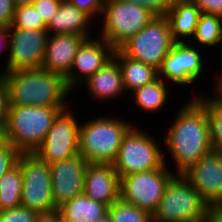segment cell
Returning a JSON list of instances; mask_svg holds the SVG:
<instances>
[{"mask_svg": "<svg viewBox=\"0 0 222 222\" xmlns=\"http://www.w3.org/2000/svg\"><path fill=\"white\" fill-rule=\"evenodd\" d=\"M63 222H93L108 212V206L84 193L58 207Z\"/></svg>", "mask_w": 222, "mask_h": 222, "instance_id": "cell-23", "label": "cell"}, {"mask_svg": "<svg viewBox=\"0 0 222 222\" xmlns=\"http://www.w3.org/2000/svg\"><path fill=\"white\" fill-rule=\"evenodd\" d=\"M154 16L147 8L135 3L125 0H105L99 37L114 49H118L145 27Z\"/></svg>", "mask_w": 222, "mask_h": 222, "instance_id": "cell-7", "label": "cell"}, {"mask_svg": "<svg viewBox=\"0 0 222 222\" xmlns=\"http://www.w3.org/2000/svg\"><path fill=\"white\" fill-rule=\"evenodd\" d=\"M83 193L108 207L116 202L120 198V178L113 164H88Z\"/></svg>", "mask_w": 222, "mask_h": 222, "instance_id": "cell-18", "label": "cell"}, {"mask_svg": "<svg viewBox=\"0 0 222 222\" xmlns=\"http://www.w3.org/2000/svg\"><path fill=\"white\" fill-rule=\"evenodd\" d=\"M183 176L210 205H222V153L211 150Z\"/></svg>", "mask_w": 222, "mask_h": 222, "instance_id": "cell-14", "label": "cell"}, {"mask_svg": "<svg viewBox=\"0 0 222 222\" xmlns=\"http://www.w3.org/2000/svg\"><path fill=\"white\" fill-rule=\"evenodd\" d=\"M0 44V52L7 48L5 52L9 55V27H0Z\"/></svg>", "mask_w": 222, "mask_h": 222, "instance_id": "cell-40", "label": "cell"}, {"mask_svg": "<svg viewBox=\"0 0 222 222\" xmlns=\"http://www.w3.org/2000/svg\"><path fill=\"white\" fill-rule=\"evenodd\" d=\"M14 11L13 0H0V27H10Z\"/></svg>", "mask_w": 222, "mask_h": 222, "instance_id": "cell-36", "label": "cell"}, {"mask_svg": "<svg viewBox=\"0 0 222 222\" xmlns=\"http://www.w3.org/2000/svg\"><path fill=\"white\" fill-rule=\"evenodd\" d=\"M209 208L183 174H175L152 215L153 222H206Z\"/></svg>", "mask_w": 222, "mask_h": 222, "instance_id": "cell-5", "label": "cell"}, {"mask_svg": "<svg viewBox=\"0 0 222 222\" xmlns=\"http://www.w3.org/2000/svg\"><path fill=\"white\" fill-rule=\"evenodd\" d=\"M114 48L101 37L85 39L79 46L70 73L65 77L68 89L75 88L87 81L113 57Z\"/></svg>", "mask_w": 222, "mask_h": 222, "instance_id": "cell-16", "label": "cell"}, {"mask_svg": "<svg viewBox=\"0 0 222 222\" xmlns=\"http://www.w3.org/2000/svg\"><path fill=\"white\" fill-rule=\"evenodd\" d=\"M5 125L0 123V147L6 143Z\"/></svg>", "mask_w": 222, "mask_h": 222, "instance_id": "cell-42", "label": "cell"}, {"mask_svg": "<svg viewBox=\"0 0 222 222\" xmlns=\"http://www.w3.org/2000/svg\"><path fill=\"white\" fill-rule=\"evenodd\" d=\"M204 14L222 17V0H192Z\"/></svg>", "mask_w": 222, "mask_h": 222, "instance_id": "cell-35", "label": "cell"}, {"mask_svg": "<svg viewBox=\"0 0 222 222\" xmlns=\"http://www.w3.org/2000/svg\"><path fill=\"white\" fill-rule=\"evenodd\" d=\"M46 24L33 5L15 7L9 28L46 29Z\"/></svg>", "mask_w": 222, "mask_h": 222, "instance_id": "cell-29", "label": "cell"}, {"mask_svg": "<svg viewBox=\"0 0 222 222\" xmlns=\"http://www.w3.org/2000/svg\"><path fill=\"white\" fill-rule=\"evenodd\" d=\"M70 108L62 111L54 120L43 143L34 152L48 164L73 158L79 154L80 123Z\"/></svg>", "mask_w": 222, "mask_h": 222, "instance_id": "cell-11", "label": "cell"}, {"mask_svg": "<svg viewBox=\"0 0 222 222\" xmlns=\"http://www.w3.org/2000/svg\"><path fill=\"white\" fill-rule=\"evenodd\" d=\"M167 82L157 77L152 82L145 84L143 87L137 88L132 94L133 103L140 107L141 111L147 113L159 112L165 107L169 99V89ZM165 104V105H164Z\"/></svg>", "mask_w": 222, "mask_h": 222, "instance_id": "cell-24", "label": "cell"}, {"mask_svg": "<svg viewBox=\"0 0 222 222\" xmlns=\"http://www.w3.org/2000/svg\"><path fill=\"white\" fill-rule=\"evenodd\" d=\"M35 0H13L14 6H25V5H32Z\"/></svg>", "mask_w": 222, "mask_h": 222, "instance_id": "cell-43", "label": "cell"}, {"mask_svg": "<svg viewBox=\"0 0 222 222\" xmlns=\"http://www.w3.org/2000/svg\"><path fill=\"white\" fill-rule=\"evenodd\" d=\"M113 57L121 68L125 92L131 94V91L143 87L158 77L155 68L124 55L119 49L114 50Z\"/></svg>", "mask_w": 222, "mask_h": 222, "instance_id": "cell-22", "label": "cell"}, {"mask_svg": "<svg viewBox=\"0 0 222 222\" xmlns=\"http://www.w3.org/2000/svg\"><path fill=\"white\" fill-rule=\"evenodd\" d=\"M133 123L109 115L80 123L79 154L89 164H113L123 138L134 126Z\"/></svg>", "mask_w": 222, "mask_h": 222, "instance_id": "cell-4", "label": "cell"}, {"mask_svg": "<svg viewBox=\"0 0 222 222\" xmlns=\"http://www.w3.org/2000/svg\"><path fill=\"white\" fill-rule=\"evenodd\" d=\"M17 163L23 176L21 205L40 214L58 210L52 196L49 164L35 153H20Z\"/></svg>", "mask_w": 222, "mask_h": 222, "instance_id": "cell-9", "label": "cell"}, {"mask_svg": "<svg viewBox=\"0 0 222 222\" xmlns=\"http://www.w3.org/2000/svg\"><path fill=\"white\" fill-rule=\"evenodd\" d=\"M22 189V170L16 163L0 178V211L10 210L21 205Z\"/></svg>", "mask_w": 222, "mask_h": 222, "instance_id": "cell-25", "label": "cell"}, {"mask_svg": "<svg viewBox=\"0 0 222 222\" xmlns=\"http://www.w3.org/2000/svg\"><path fill=\"white\" fill-rule=\"evenodd\" d=\"M206 108L208 114L212 150L222 153V105L207 95H195Z\"/></svg>", "mask_w": 222, "mask_h": 222, "instance_id": "cell-27", "label": "cell"}, {"mask_svg": "<svg viewBox=\"0 0 222 222\" xmlns=\"http://www.w3.org/2000/svg\"><path fill=\"white\" fill-rule=\"evenodd\" d=\"M148 131L139 129L136 124L124 136L116 160L114 170L119 178L138 172L162 168L166 157Z\"/></svg>", "mask_w": 222, "mask_h": 222, "instance_id": "cell-6", "label": "cell"}, {"mask_svg": "<svg viewBox=\"0 0 222 222\" xmlns=\"http://www.w3.org/2000/svg\"><path fill=\"white\" fill-rule=\"evenodd\" d=\"M93 222H113L111 216L107 212L104 216L94 220Z\"/></svg>", "mask_w": 222, "mask_h": 222, "instance_id": "cell-44", "label": "cell"}, {"mask_svg": "<svg viewBox=\"0 0 222 222\" xmlns=\"http://www.w3.org/2000/svg\"><path fill=\"white\" fill-rule=\"evenodd\" d=\"M19 154L16 148L9 142L0 147V178L17 163Z\"/></svg>", "mask_w": 222, "mask_h": 222, "instance_id": "cell-31", "label": "cell"}, {"mask_svg": "<svg viewBox=\"0 0 222 222\" xmlns=\"http://www.w3.org/2000/svg\"><path fill=\"white\" fill-rule=\"evenodd\" d=\"M219 76H217L215 84L214 85L216 88L214 91H216L211 98L222 105V71L218 73Z\"/></svg>", "mask_w": 222, "mask_h": 222, "instance_id": "cell-41", "label": "cell"}, {"mask_svg": "<svg viewBox=\"0 0 222 222\" xmlns=\"http://www.w3.org/2000/svg\"><path fill=\"white\" fill-rule=\"evenodd\" d=\"M108 213L113 222H153V216L150 213L121 198L108 207Z\"/></svg>", "mask_w": 222, "mask_h": 222, "instance_id": "cell-28", "label": "cell"}, {"mask_svg": "<svg viewBox=\"0 0 222 222\" xmlns=\"http://www.w3.org/2000/svg\"><path fill=\"white\" fill-rule=\"evenodd\" d=\"M147 8L155 16L166 15L174 0H125Z\"/></svg>", "mask_w": 222, "mask_h": 222, "instance_id": "cell-34", "label": "cell"}, {"mask_svg": "<svg viewBox=\"0 0 222 222\" xmlns=\"http://www.w3.org/2000/svg\"><path fill=\"white\" fill-rule=\"evenodd\" d=\"M89 91L91 98L98 102L110 101L116 99L127 92L123 86L121 68L117 60L112 57L107 63L96 71L83 84Z\"/></svg>", "mask_w": 222, "mask_h": 222, "instance_id": "cell-19", "label": "cell"}, {"mask_svg": "<svg viewBox=\"0 0 222 222\" xmlns=\"http://www.w3.org/2000/svg\"><path fill=\"white\" fill-rule=\"evenodd\" d=\"M8 88L5 75H0V123L5 124L8 113Z\"/></svg>", "mask_w": 222, "mask_h": 222, "instance_id": "cell-37", "label": "cell"}, {"mask_svg": "<svg viewBox=\"0 0 222 222\" xmlns=\"http://www.w3.org/2000/svg\"><path fill=\"white\" fill-rule=\"evenodd\" d=\"M9 106L70 107L65 78L44 68L3 73Z\"/></svg>", "mask_w": 222, "mask_h": 222, "instance_id": "cell-2", "label": "cell"}, {"mask_svg": "<svg viewBox=\"0 0 222 222\" xmlns=\"http://www.w3.org/2000/svg\"><path fill=\"white\" fill-rule=\"evenodd\" d=\"M88 164L80 154L49 164L52 196L57 208L84 192L85 172Z\"/></svg>", "mask_w": 222, "mask_h": 222, "instance_id": "cell-15", "label": "cell"}, {"mask_svg": "<svg viewBox=\"0 0 222 222\" xmlns=\"http://www.w3.org/2000/svg\"><path fill=\"white\" fill-rule=\"evenodd\" d=\"M37 222H63L60 212L58 210L49 212V213H42L39 215Z\"/></svg>", "mask_w": 222, "mask_h": 222, "instance_id": "cell-39", "label": "cell"}, {"mask_svg": "<svg viewBox=\"0 0 222 222\" xmlns=\"http://www.w3.org/2000/svg\"><path fill=\"white\" fill-rule=\"evenodd\" d=\"M94 21L84 11L68 0H62L57 12L46 26L48 34H75L90 38V26Z\"/></svg>", "mask_w": 222, "mask_h": 222, "instance_id": "cell-20", "label": "cell"}, {"mask_svg": "<svg viewBox=\"0 0 222 222\" xmlns=\"http://www.w3.org/2000/svg\"><path fill=\"white\" fill-rule=\"evenodd\" d=\"M86 38L75 34H49L42 68L64 78L70 73L77 50Z\"/></svg>", "mask_w": 222, "mask_h": 222, "instance_id": "cell-17", "label": "cell"}, {"mask_svg": "<svg viewBox=\"0 0 222 222\" xmlns=\"http://www.w3.org/2000/svg\"><path fill=\"white\" fill-rule=\"evenodd\" d=\"M206 222H222V205L210 206Z\"/></svg>", "mask_w": 222, "mask_h": 222, "instance_id": "cell-38", "label": "cell"}, {"mask_svg": "<svg viewBox=\"0 0 222 222\" xmlns=\"http://www.w3.org/2000/svg\"><path fill=\"white\" fill-rule=\"evenodd\" d=\"M175 116L164 131L163 148L175 163V174H183L212 150L211 135L207 108L197 98L186 100Z\"/></svg>", "mask_w": 222, "mask_h": 222, "instance_id": "cell-1", "label": "cell"}, {"mask_svg": "<svg viewBox=\"0 0 222 222\" xmlns=\"http://www.w3.org/2000/svg\"><path fill=\"white\" fill-rule=\"evenodd\" d=\"M195 47L192 42H175L162 61L158 77L174 85L195 83L203 75L205 65L202 53Z\"/></svg>", "mask_w": 222, "mask_h": 222, "instance_id": "cell-13", "label": "cell"}, {"mask_svg": "<svg viewBox=\"0 0 222 222\" xmlns=\"http://www.w3.org/2000/svg\"><path fill=\"white\" fill-rule=\"evenodd\" d=\"M69 107L8 106L6 141L19 153H34L58 115Z\"/></svg>", "mask_w": 222, "mask_h": 222, "instance_id": "cell-3", "label": "cell"}, {"mask_svg": "<svg viewBox=\"0 0 222 222\" xmlns=\"http://www.w3.org/2000/svg\"><path fill=\"white\" fill-rule=\"evenodd\" d=\"M174 43L169 20L163 15L154 16L145 27L118 49L124 55L148 64L158 71Z\"/></svg>", "mask_w": 222, "mask_h": 222, "instance_id": "cell-8", "label": "cell"}, {"mask_svg": "<svg viewBox=\"0 0 222 222\" xmlns=\"http://www.w3.org/2000/svg\"><path fill=\"white\" fill-rule=\"evenodd\" d=\"M202 14L192 0H174L166 13L175 42H190Z\"/></svg>", "mask_w": 222, "mask_h": 222, "instance_id": "cell-21", "label": "cell"}, {"mask_svg": "<svg viewBox=\"0 0 222 222\" xmlns=\"http://www.w3.org/2000/svg\"><path fill=\"white\" fill-rule=\"evenodd\" d=\"M78 9L84 11L88 14L93 20L98 19L100 14L103 13L104 1L105 0H68Z\"/></svg>", "mask_w": 222, "mask_h": 222, "instance_id": "cell-33", "label": "cell"}, {"mask_svg": "<svg viewBox=\"0 0 222 222\" xmlns=\"http://www.w3.org/2000/svg\"><path fill=\"white\" fill-rule=\"evenodd\" d=\"M167 163L159 169L138 172L120 179V198L151 215L157 210L165 188L175 175Z\"/></svg>", "mask_w": 222, "mask_h": 222, "instance_id": "cell-10", "label": "cell"}, {"mask_svg": "<svg viewBox=\"0 0 222 222\" xmlns=\"http://www.w3.org/2000/svg\"><path fill=\"white\" fill-rule=\"evenodd\" d=\"M193 40L192 45L198 43L206 48L220 45L219 43L222 42V17L202 13L191 41L193 42Z\"/></svg>", "mask_w": 222, "mask_h": 222, "instance_id": "cell-26", "label": "cell"}, {"mask_svg": "<svg viewBox=\"0 0 222 222\" xmlns=\"http://www.w3.org/2000/svg\"><path fill=\"white\" fill-rule=\"evenodd\" d=\"M46 29L9 28V55L4 72L41 68L45 56Z\"/></svg>", "mask_w": 222, "mask_h": 222, "instance_id": "cell-12", "label": "cell"}, {"mask_svg": "<svg viewBox=\"0 0 222 222\" xmlns=\"http://www.w3.org/2000/svg\"><path fill=\"white\" fill-rule=\"evenodd\" d=\"M40 213L20 205L10 210L0 211V222H37Z\"/></svg>", "mask_w": 222, "mask_h": 222, "instance_id": "cell-30", "label": "cell"}, {"mask_svg": "<svg viewBox=\"0 0 222 222\" xmlns=\"http://www.w3.org/2000/svg\"><path fill=\"white\" fill-rule=\"evenodd\" d=\"M62 0H35L32 4L42 17L43 22L48 25L57 12Z\"/></svg>", "mask_w": 222, "mask_h": 222, "instance_id": "cell-32", "label": "cell"}]
</instances>
